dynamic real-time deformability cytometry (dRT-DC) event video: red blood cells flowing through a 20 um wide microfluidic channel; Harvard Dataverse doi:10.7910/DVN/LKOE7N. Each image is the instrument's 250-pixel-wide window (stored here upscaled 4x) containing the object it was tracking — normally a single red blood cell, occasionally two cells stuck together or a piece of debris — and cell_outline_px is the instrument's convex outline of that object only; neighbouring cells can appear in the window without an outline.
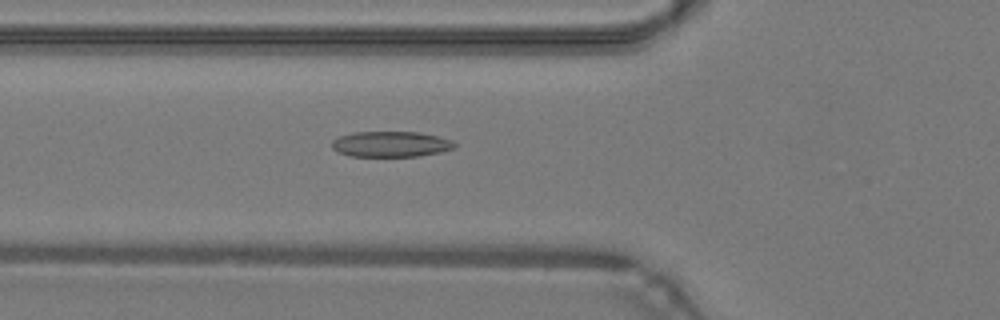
{"species": "common noctule bat (a hibernating species)", "species_latin": "Nyctalus noctula", "temperature_condition": "warm", "stored_images_in_passage": 35, "camera_frame_rate_fps": 3000, "um_per_image_px": 0.085, "animal": {"sex": "male", "body_mass_g": 19.2, "forearm_length_mm": 51.8}, "frame": {"image": 1, "passage_image": 5, "time_ms": 1.333, "image_size_px": [1000, 320], "cell_outline_px": [[456, 148], [440, 152], [420, 156], [348, 156], [336, 152], [332, 148], [332, 140], [340, 136], [356, 132], [420, 132], [452, 140], [456, 144]], "centroid_in_image_um": [33.22, 12.26], "position_along_channel_um": 92.6, "area_um2": 18.38}}
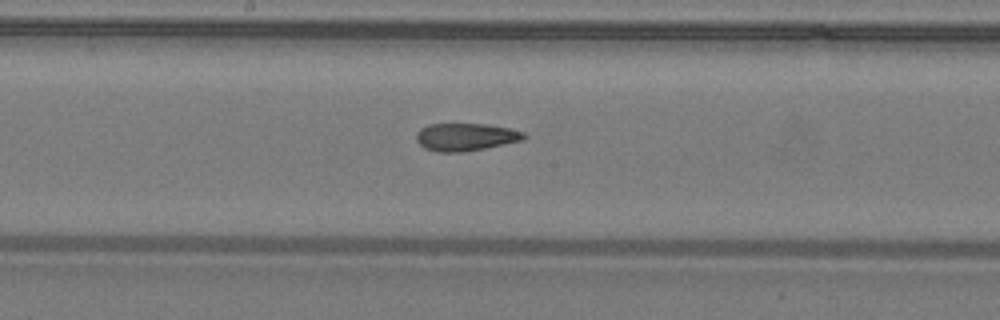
{"frame": {"image": 2, "passage_image": 13, "time_ms": 4.0, "image_size_px": [1000, 320], "cell_outline_px": [[528, 136], [524, 140], [464, 152], [436, 152], [424, 148], [416, 140], [416, 132], [420, 128], [428, 124], [484, 124], [508, 128], [524, 132]], "centroid_in_image_um": [39.56, 11.64], "position_along_channel_um": 208.6, "area_um2": 17.4}}
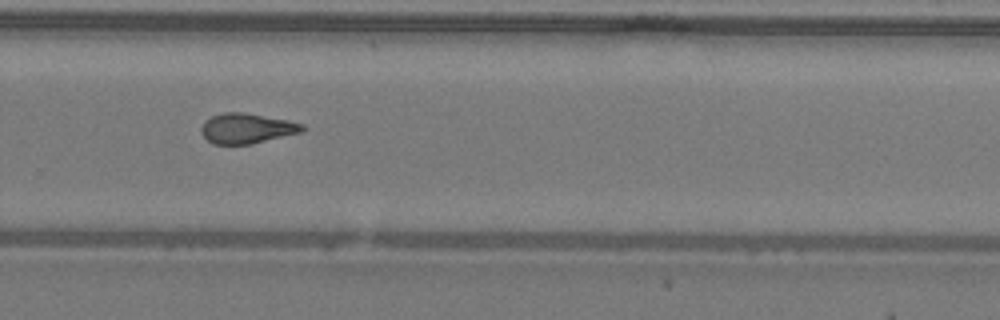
{"frame": {"image": 3, "passage_image": 20, "time_ms": 6.333, "image_size_px": [1000, 320], "cell_outline_px": [[304, 132], [252, 144], [212, 144], [200, 132], [200, 128], [204, 120], [212, 116], [224, 112], [244, 112], [288, 120], [304, 124]], "centroid_in_image_um": [20.98, 10.91], "position_along_channel_um": 308.8, "area_um2": 17.98}, "authors_computed_cell_mechanics": {"area_um2": 17.918, "velocity_mm_per_s": 4.3208, "shape_relaxation_time_tau1_ms": null, "shape_relaxation_time_tau2_ms": 2.5518, "deformation_change_tau1": null, "deformation_change_tau2": 0.1105}}